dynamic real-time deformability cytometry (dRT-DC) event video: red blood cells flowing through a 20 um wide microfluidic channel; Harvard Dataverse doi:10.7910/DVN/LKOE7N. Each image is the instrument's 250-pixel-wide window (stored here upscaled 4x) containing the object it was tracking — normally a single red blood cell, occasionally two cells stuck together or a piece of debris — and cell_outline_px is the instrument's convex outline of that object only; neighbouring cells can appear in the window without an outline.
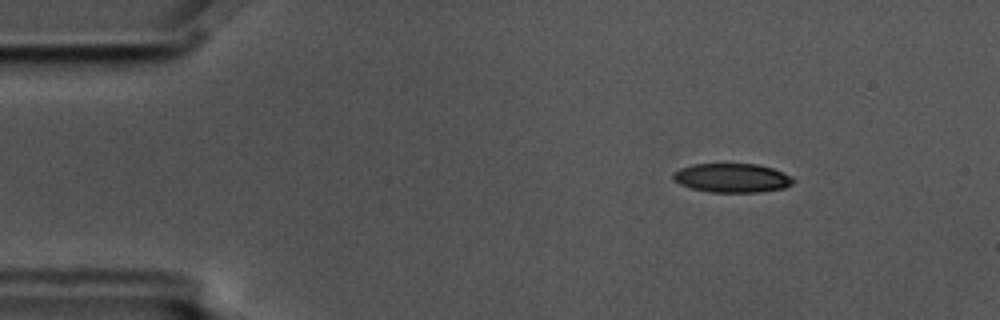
{"species": "common noctule bat (a hibernating species)", "species_latin": "Nyctalus noctula", "temperature_condition": "cold", "stored_images_in_passage": 5, "camera_frame_rate_fps": 3000, "um_per_image_px": 0.085, "animal": {"sex": "male", "body_mass_g": 17.5, "forearm_length_mm": 52.3}, "frame": {"image": 1, "passage_image": 2, "time_ms": 0.333, "image_size_px": [1000, 320], "cell_outline_px": [[792, 184], [784, 188], [760, 192], [712, 192], [692, 188], [680, 184], [672, 180], [672, 172], [680, 168], [692, 164], [756, 164], [772, 168], [784, 172], [792, 176]], "centroid_in_image_um": [62.2, 15.12], "position_along_channel_um": 22.8, "area_um2": 20.35}}